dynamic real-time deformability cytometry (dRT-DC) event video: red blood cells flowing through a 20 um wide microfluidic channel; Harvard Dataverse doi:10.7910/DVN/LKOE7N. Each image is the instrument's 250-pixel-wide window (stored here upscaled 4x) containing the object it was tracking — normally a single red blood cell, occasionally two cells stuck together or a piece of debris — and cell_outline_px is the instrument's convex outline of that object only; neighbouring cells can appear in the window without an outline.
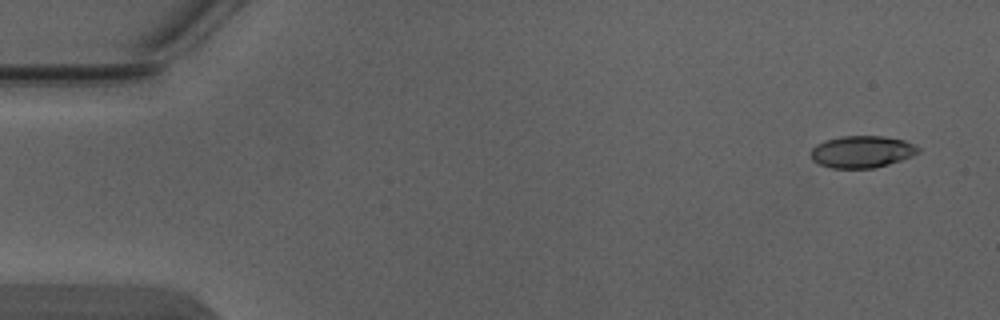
{"species": "Egyptian fruit bat (a non-hibernating species)", "species_latin": "Rousettus aegyptiacus", "temperature_condition": "warm", "stored_images_in_passage": 5, "camera_frame_rate_fps": 3000, "um_per_image_px": 0.085, "animal": {"sex": "male"}, "frame": {"image": 1, "passage_image": 1, "time_ms": 0.0, "image_size_px": [1000, 320], "cell_outline_px": [[920, 152], [912, 156], [888, 164], [872, 168], [832, 168], [820, 164], [812, 160], [812, 148], [816, 144], [824, 140], [840, 136], [880, 136], [904, 140], [920, 148]], "centroid_in_image_um": [73.25, 12.89], "position_along_channel_um": 11.7, "area_um2": 19.88}}
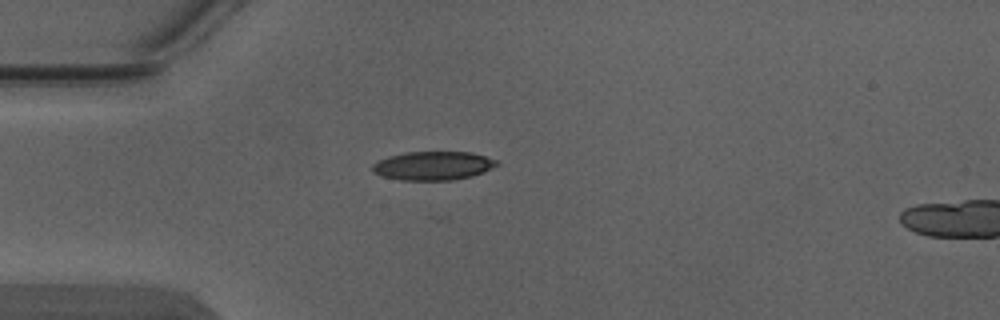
{"frame": {"image": 2, "passage_image": 4, "time_ms": 1.0, "image_size_px": [1000, 320], "cell_outline_px": [[500, 164], [484, 172], [472, 176], [452, 180], [400, 180], [384, 176], [372, 172], [372, 164], [380, 160], [392, 156], [408, 152], [472, 152], [500, 160]], "centroid_in_image_um": [36.89, 14.09], "position_along_channel_um": 48.1, "area_um2": 20.81}}